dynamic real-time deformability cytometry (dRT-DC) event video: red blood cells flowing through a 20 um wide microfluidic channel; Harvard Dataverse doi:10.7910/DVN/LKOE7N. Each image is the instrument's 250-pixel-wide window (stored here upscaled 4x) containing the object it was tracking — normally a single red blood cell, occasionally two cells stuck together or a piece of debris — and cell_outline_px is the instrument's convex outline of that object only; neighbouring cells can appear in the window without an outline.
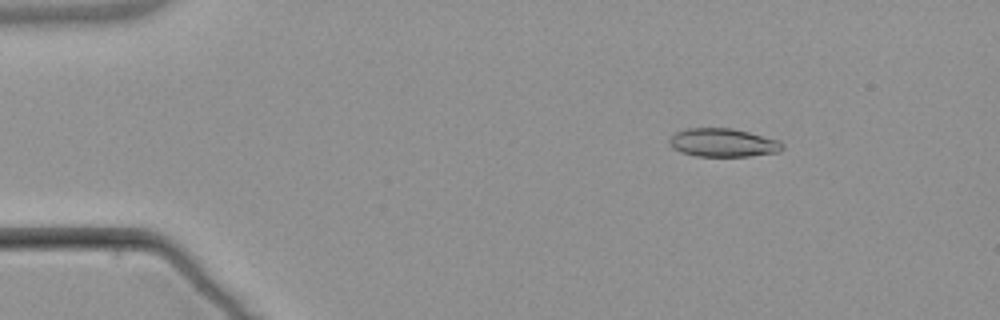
{"species": "common noctule bat (a hibernating species)", "species_latin": "Nyctalus noctula", "temperature_condition": "warm", "stored_images_in_passage": 5, "camera_frame_rate_fps": 3000, "um_per_image_px": 0.085, "animal": {"sex": "male", "body_mass_g": 21.5, "forearm_length_mm": 52.0}, "frame": {"image": 1, "passage_image": 3, "time_ms": 2.333, "image_size_px": [1000, 320], "cell_outline_px": [[784, 148], [780, 152], [748, 156], [696, 156], [680, 152], [672, 148], [668, 144], [668, 140], [676, 132], [688, 128], [732, 128], [780, 140], [784, 144]], "centroid_in_image_um": [61.46, 12.13], "position_along_channel_um": 23.5, "area_um2": 18.84}}